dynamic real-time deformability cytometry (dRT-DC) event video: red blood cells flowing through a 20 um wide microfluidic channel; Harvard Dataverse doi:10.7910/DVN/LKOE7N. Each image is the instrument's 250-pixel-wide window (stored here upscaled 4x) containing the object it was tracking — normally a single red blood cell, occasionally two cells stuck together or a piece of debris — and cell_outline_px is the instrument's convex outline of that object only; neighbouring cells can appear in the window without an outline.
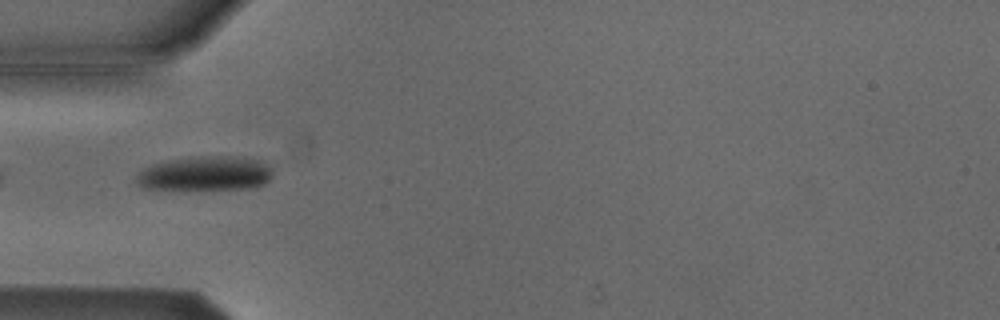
{"species": "Egyptian fruit bat (a non-hibernating species)", "species_latin": "Rousettus aegyptiacus", "temperature_condition": "cold", "stored_images_in_passage": 23, "camera_frame_rate_fps": 3000, "um_per_image_px": 0.085, "animal": {"sex": "male"}, "frame": {"image": 1, "passage_image": 1, "time_ms": 0.0, "image_size_px": [1000, 320], "cell_outline_px": [[272, 176], [264, 184], [252, 188], [144, 188], [136, 184], [136, 176], [144, 168], [152, 164], [168, 160], [192, 156], [236, 156], [260, 160], [272, 168]], "centroid_in_image_um": [17.47, 14.72], "position_along_channel_um": 67.5, "area_um2": 27.11}}
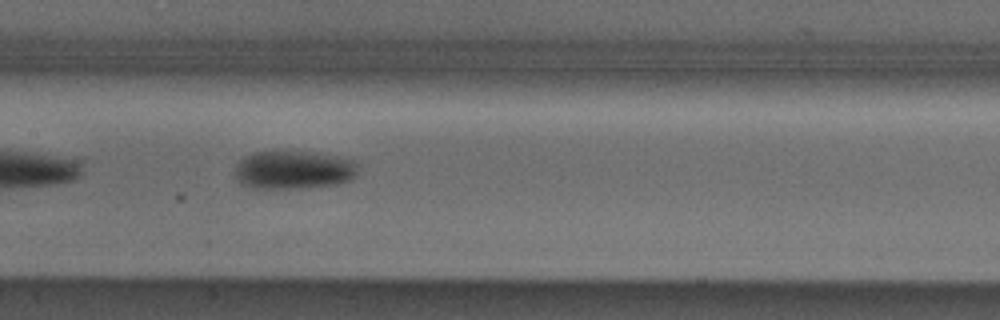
{"frame": {"image": 2, "passage_image": 10, "time_ms": 3.0, "image_size_px": [1000, 320], "cell_outline_px": [[356, 172], [352, 180], [340, 184], [308, 188], [252, 188], [240, 184], [236, 176], [236, 164], [244, 156], [256, 152], [312, 152], [336, 156], [352, 160], [356, 164]], "centroid_in_image_um": [24.95, 14.46], "position_along_channel_um": 182.4, "area_um2": 27.51}}
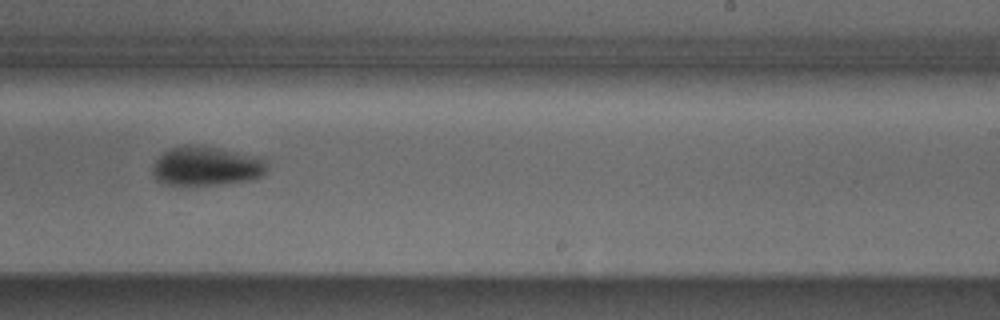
{"frame": {"image": 3, "passage_image": 17, "time_ms": 5.333, "image_size_px": [1000, 320], "cell_outline_px": [[268, 172], [264, 176], [256, 180], [220, 184], [160, 184], [152, 176], [152, 164], [168, 148], [188, 144], [200, 144], [264, 156], [268, 160]], "centroid_in_image_um": [17.63, 14.09], "position_along_channel_um": 271.4, "area_um2": 27.28}}